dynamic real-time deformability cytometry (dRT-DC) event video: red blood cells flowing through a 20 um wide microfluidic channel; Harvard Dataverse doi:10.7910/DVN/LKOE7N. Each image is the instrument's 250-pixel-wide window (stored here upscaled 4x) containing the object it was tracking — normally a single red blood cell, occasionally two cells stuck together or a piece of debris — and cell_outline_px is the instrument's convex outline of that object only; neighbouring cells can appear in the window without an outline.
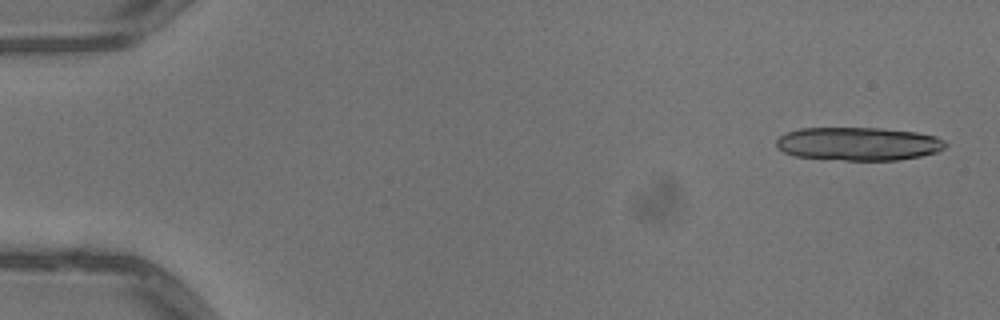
{"species": "common noctule bat (a hibernating species)", "species_latin": "Nyctalus noctula", "temperature_condition": "warm", "stored_images_in_passage": 19, "camera_frame_rate_fps": 3000, "um_per_image_px": 0.085, "animal": {"sex": "male", "body_mass_g": 13.3}, "frame": {"image": 1, "passage_image": 2, "time_ms": 0.333, "image_size_px": [1000, 320], "cell_outline_px": [[948, 144], [944, 148], [936, 152], [920, 156], [896, 160], [844, 160], [792, 156], [776, 148], [776, 140], [780, 136], [788, 132], [800, 128], [880, 128], [916, 132], [936, 136], [944, 140]], "centroid_in_image_um": [72.95, 12.22], "position_along_channel_um": 12.1, "area_um2": 32.89}}